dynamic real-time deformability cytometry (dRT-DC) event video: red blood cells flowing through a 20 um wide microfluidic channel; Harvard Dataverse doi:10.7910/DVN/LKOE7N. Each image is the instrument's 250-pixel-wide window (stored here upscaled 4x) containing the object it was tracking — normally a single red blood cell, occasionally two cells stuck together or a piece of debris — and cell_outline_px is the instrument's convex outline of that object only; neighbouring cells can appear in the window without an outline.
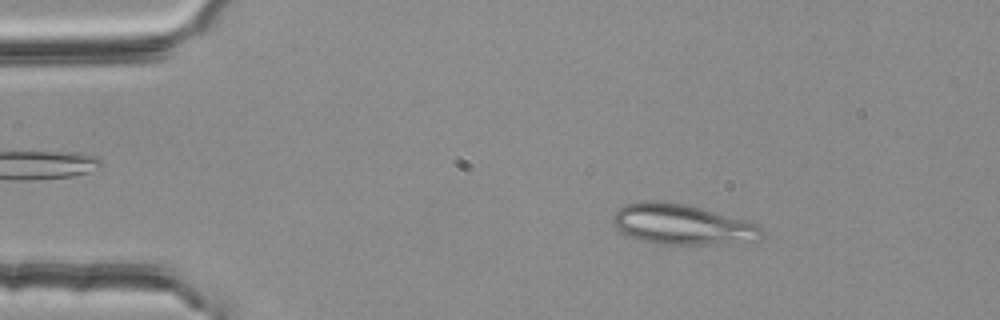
{"species": "common noctule bat (a hibernating species)", "species_latin": "Nyctalus noctula", "temperature_condition": "room temperature", "stored_images_in_passage": 52, "segment_of_instrument_passage": [1, 2], "camera_frame_rate_fps": 3000, "um_per_image_px": 0.085, "animal": {"sex": "female", "body_mass_g": 25.1}, "frame": {"image": 1, "passage_image": 8, "time_ms": 2.333, "image_size_px": [1000, 320], "cell_outline_px": [[764, 236], [756, 240], [712, 244], [656, 244], [640, 240], [628, 236], [620, 232], [616, 228], [612, 220], [612, 216], [624, 204], [644, 200], [664, 200], [688, 204], [760, 224], [764, 228]], "centroid_in_image_um": [57.97, 19.06], "position_along_channel_um": 27.0, "area_um2": 35.49}}